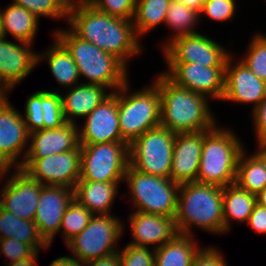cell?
I'll use <instances>...</instances> for the list:
<instances>
[{"mask_svg": "<svg viewBox=\"0 0 266 266\" xmlns=\"http://www.w3.org/2000/svg\"><path fill=\"white\" fill-rule=\"evenodd\" d=\"M67 21L75 35L115 56L126 67L127 60L143 50L132 20L101 12L86 0H79L68 11Z\"/></svg>", "mask_w": 266, "mask_h": 266, "instance_id": "1", "label": "cell"}, {"mask_svg": "<svg viewBox=\"0 0 266 266\" xmlns=\"http://www.w3.org/2000/svg\"><path fill=\"white\" fill-rule=\"evenodd\" d=\"M154 82L161 95V127L179 134L218 126L208 105V97L176 85L163 72Z\"/></svg>", "mask_w": 266, "mask_h": 266, "instance_id": "2", "label": "cell"}, {"mask_svg": "<svg viewBox=\"0 0 266 266\" xmlns=\"http://www.w3.org/2000/svg\"><path fill=\"white\" fill-rule=\"evenodd\" d=\"M175 224L178 234L191 235L193 226L224 234L223 187L189 182L178 190Z\"/></svg>", "mask_w": 266, "mask_h": 266, "instance_id": "3", "label": "cell"}, {"mask_svg": "<svg viewBox=\"0 0 266 266\" xmlns=\"http://www.w3.org/2000/svg\"><path fill=\"white\" fill-rule=\"evenodd\" d=\"M54 38L71 54L80 78L86 77L87 84L110 88L113 93L129 80L127 67L118 58L81 39L70 29L56 30Z\"/></svg>", "mask_w": 266, "mask_h": 266, "instance_id": "4", "label": "cell"}, {"mask_svg": "<svg viewBox=\"0 0 266 266\" xmlns=\"http://www.w3.org/2000/svg\"><path fill=\"white\" fill-rule=\"evenodd\" d=\"M242 141L227 128L214 127L204 135L197 182L221 187L236 182Z\"/></svg>", "mask_w": 266, "mask_h": 266, "instance_id": "5", "label": "cell"}, {"mask_svg": "<svg viewBox=\"0 0 266 266\" xmlns=\"http://www.w3.org/2000/svg\"><path fill=\"white\" fill-rule=\"evenodd\" d=\"M129 80L118 89V118L122 139L132 144L146 131L160 126L161 95L155 82L129 93ZM128 92V93H127Z\"/></svg>", "mask_w": 266, "mask_h": 266, "instance_id": "6", "label": "cell"}, {"mask_svg": "<svg viewBox=\"0 0 266 266\" xmlns=\"http://www.w3.org/2000/svg\"><path fill=\"white\" fill-rule=\"evenodd\" d=\"M124 180L136 211L175 218L179 184L170 178L139 172L130 164Z\"/></svg>", "mask_w": 266, "mask_h": 266, "instance_id": "7", "label": "cell"}, {"mask_svg": "<svg viewBox=\"0 0 266 266\" xmlns=\"http://www.w3.org/2000/svg\"><path fill=\"white\" fill-rule=\"evenodd\" d=\"M120 220L111 214L93 215L87 227L66 243L71 258L86 263L118 253L116 244L124 231Z\"/></svg>", "mask_w": 266, "mask_h": 266, "instance_id": "8", "label": "cell"}, {"mask_svg": "<svg viewBox=\"0 0 266 266\" xmlns=\"http://www.w3.org/2000/svg\"><path fill=\"white\" fill-rule=\"evenodd\" d=\"M175 136L161 126L146 131L129 145V164L144 174L169 178Z\"/></svg>", "mask_w": 266, "mask_h": 266, "instance_id": "9", "label": "cell"}, {"mask_svg": "<svg viewBox=\"0 0 266 266\" xmlns=\"http://www.w3.org/2000/svg\"><path fill=\"white\" fill-rule=\"evenodd\" d=\"M79 180L121 182L129 165V145L125 141L80 144Z\"/></svg>", "mask_w": 266, "mask_h": 266, "instance_id": "10", "label": "cell"}, {"mask_svg": "<svg viewBox=\"0 0 266 266\" xmlns=\"http://www.w3.org/2000/svg\"><path fill=\"white\" fill-rule=\"evenodd\" d=\"M20 162V169L42 185L74 189L80 179V147L45 158H25Z\"/></svg>", "mask_w": 266, "mask_h": 266, "instance_id": "11", "label": "cell"}, {"mask_svg": "<svg viewBox=\"0 0 266 266\" xmlns=\"http://www.w3.org/2000/svg\"><path fill=\"white\" fill-rule=\"evenodd\" d=\"M162 50L166 63H199L205 67H225L231 54L200 32L177 37Z\"/></svg>", "mask_w": 266, "mask_h": 266, "instance_id": "12", "label": "cell"}, {"mask_svg": "<svg viewBox=\"0 0 266 266\" xmlns=\"http://www.w3.org/2000/svg\"><path fill=\"white\" fill-rule=\"evenodd\" d=\"M163 72L176 85L216 100L224 93L225 67H205L199 63H167Z\"/></svg>", "mask_w": 266, "mask_h": 266, "instance_id": "13", "label": "cell"}, {"mask_svg": "<svg viewBox=\"0 0 266 266\" xmlns=\"http://www.w3.org/2000/svg\"><path fill=\"white\" fill-rule=\"evenodd\" d=\"M10 177L1 188L0 207L21 219L33 221L43 185L20 168Z\"/></svg>", "mask_w": 266, "mask_h": 266, "instance_id": "14", "label": "cell"}, {"mask_svg": "<svg viewBox=\"0 0 266 266\" xmlns=\"http://www.w3.org/2000/svg\"><path fill=\"white\" fill-rule=\"evenodd\" d=\"M81 130L79 144L124 141L118 118V90L99 104L87 117Z\"/></svg>", "mask_w": 266, "mask_h": 266, "instance_id": "15", "label": "cell"}, {"mask_svg": "<svg viewBox=\"0 0 266 266\" xmlns=\"http://www.w3.org/2000/svg\"><path fill=\"white\" fill-rule=\"evenodd\" d=\"M229 55L225 66L222 101L254 104L255 109L266 97V82L258 78L241 60L233 64L235 56ZM233 57V58H232Z\"/></svg>", "mask_w": 266, "mask_h": 266, "instance_id": "16", "label": "cell"}, {"mask_svg": "<svg viewBox=\"0 0 266 266\" xmlns=\"http://www.w3.org/2000/svg\"><path fill=\"white\" fill-rule=\"evenodd\" d=\"M8 101V97L0 99V154L13 167L20 168L21 162L18 160L22 155L23 161L26 157L27 152L23 150L25 151V147L29 145L30 133L23 115Z\"/></svg>", "mask_w": 266, "mask_h": 266, "instance_id": "17", "label": "cell"}, {"mask_svg": "<svg viewBox=\"0 0 266 266\" xmlns=\"http://www.w3.org/2000/svg\"><path fill=\"white\" fill-rule=\"evenodd\" d=\"M73 198V188L42 186L33 221L38 226L40 235L49 245L59 233L62 217Z\"/></svg>", "mask_w": 266, "mask_h": 266, "instance_id": "18", "label": "cell"}, {"mask_svg": "<svg viewBox=\"0 0 266 266\" xmlns=\"http://www.w3.org/2000/svg\"><path fill=\"white\" fill-rule=\"evenodd\" d=\"M0 38V82L10 92L38 65V54L30 43Z\"/></svg>", "mask_w": 266, "mask_h": 266, "instance_id": "19", "label": "cell"}, {"mask_svg": "<svg viewBox=\"0 0 266 266\" xmlns=\"http://www.w3.org/2000/svg\"><path fill=\"white\" fill-rule=\"evenodd\" d=\"M208 131L176 134L169 177L173 182H197L204 135Z\"/></svg>", "mask_w": 266, "mask_h": 266, "instance_id": "20", "label": "cell"}, {"mask_svg": "<svg viewBox=\"0 0 266 266\" xmlns=\"http://www.w3.org/2000/svg\"><path fill=\"white\" fill-rule=\"evenodd\" d=\"M23 116L29 133L43 129L59 128L66 123L61 94L56 91L39 90L28 96Z\"/></svg>", "mask_w": 266, "mask_h": 266, "instance_id": "21", "label": "cell"}, {"mask_svg": "<svg viewBox=\"0 0 266 266\" xmlns=\"http://www.w3.org/2000/svg\"><path fill=\"white\" fill-rule=\"evenodd\" d=\"M129 222L133 237L129 244L136 246L152 245L153 249H157L178 234L174 217L134 211Z\"/></svg>", "mask_w": 266, "mask_h": 266, "instance_id": "22", "label": "cell"}, {"mask_svg": "<svg viewBox=\"0 0 266 266\" xmlns=\"http://www.w3.org/2000/svg\"><path fill=\"white\" fill-rule=\"evenodd\" d=\"M79 127L66 122L59 128L43 129L30 133L29 147L25 158H45L47 156L78 149Z\"/></svg>", "mask_w": 266, "mask_h": 266, "instance_id": "23", "label": "cell"}, {"mask_svg": "<svg viewBox=\"0 0 266 266\" xmlns=\"http://www.w3.org/2000/svg\"><path fill=\"white\" fill-rule=\"evenodd\" d=\"M104 86L80 83L69 88L65 95L61 94L63 115L68 123H75V118L87 117L112 92ZM107 92V93H106Z\"/></svg>", "mask_w": 266, "mask_h": 266, "instance_id": "24", "label": "cell"}, {"mask_svg": "<svg viewBox=\"0 0 266 266\" xmlns=\"http://www.w3.org/2000/svg\"><path fill=\"white\" fill-rule=\"evenodd\" d=\"M120 182L79 180L74 188V198L93 215L111 214Z\"/></svg>", "mask_w": 266, "mask_h": 266, "instance_id": "25", "label": "cell"}, {"mask_svg": "<svg viewBox=\"0 0 266 266\" xmlns=\"http://www.w3.org/2000/svg\"><path fill=\"white\" fill-rule=\"evenodd\" d=\"M256 203V195L236 183L223 187L224 233L231 229L230 221L247 224Z\"/></svg>", "mask_w": 266, "mask_h": 266, "instance_id": "26", "label": "cell"}, {"mask_svg": "<svg viewBox=\"0 0 266 266\" xmlns=\"http://www.w3.org/2000/svg\"><path fill=\"white\" fill-rule=\"evenodd\" d=\"M4 37L12 35L17 41L32 44L39 26V18L13 2L1 10Z\"/></svg>", "mask_w": 266, "mask_h": 266, "instance_id": "27", "label": "cell"}, {"mask_svg": "<svg viewBox=\"0 0 266 266\" xmlns=\"http://www.w3.org/2000/svg\"><path fill=\"white\" fill-rule=\"evenodd\" d=\"M192 235L177 234L172 240L155 249L154 266H191L198 248Z\"/></svg>", "mask_w": 266, "mask_h": 266, "instance_id": "28", "label": "cell"}, {"mask_svg": "<svg viewBox=\"0 0 266 266\" xmlns=\"http://www.w3.org/2000/svg\"><path fill=\"white\" fill-rule=\"evenodd\" d=\"M5 238L30 244L36 251L50 246L34 221L21 219L0 207V239Z\"/></svg>", "mask_w": 266, "mask_h": 266, "instance_id": "29", "label": "cell"}, {"mask_svg": "<svg viewBox=\"0 0 266 266\" xmlns=\"http://www.w3.org/2000/svg\"><path fill=\"white\" fill-rule=\"evenodd\" d=\"M45 53L38 54V64L46 59L52 75L64 88L79 84L78 68L67 49L56 39Z\"/></svg>", "mask_w": 266, "mask_h": 266, "instance_id": "30", "label": "cell"}, {"mask_svg": "<svg viewBox=\"0 0 266 266\" xmlns=\"http://www.w3.org/2000/svg\"><path fill=\"white\" fill-rule=\"evenodd\" d=\"M246 152L244 149L239 156L235 183L257 195L266 187V168L255 154L246 156Z\"/></svg>", "mask_w": 266, "mask_h": 266, "instance_id": "31", "label": "cell"}, {"mask_svg": "<svg viewBox=\"0 0 266 266\" xmlns=\"http://www.w3.org/2000/svg\"><path fill=\"white\" fill-rule=\"evenodd\" d=\"M172 0H137L133 18L137 37L151 32L156 26L165 24V18Z\"/></svg>", "mask_w": 266, "mask_h": 266, "instance_id": "32", "label": "cell"}, {"mask_svg": "<svg viewBox=\"0 0 266 266\" xmlns=\"http://www.w3.org/2000/svg\"><path fill=\"white\" fill-rule=\"evenodd\" d=\"M201 17L200 12L196 9L190 8L183 3L172 0L168 8L165 25L169 29L174 30L173 36L167 39L163 48L177 37L196 34L195 25Z\"/></svg>", "mask_w": 266, "mask_h": 266, "instance_id": "33", "label": "cell"}, {"mask_svg": "<svg viewBox=\"0 0 266 266\" xmlns=\"http://www.w3.org/2000/svg\"><path fill=\"white\" fill-rule=\"evenodd\" d=\"M93 214L87 207L80 204L75 198L68 204L66 211L62 217L59 231L67 243L73 237L81 233L89 224ZM63 230V231H62Z\"/></svg>", "mask_w": 266, "mask_h": 266, "instance_id": "34", "label": "cell"}, {"mask_svg": "<svg viewBox=\"0 0 266 266\" xmlns=\"http://www.w3.org/2000/svg\"><path fill=\"white\" fill-rule=\"evenodd\" d=\"M241 61L262 81L266 82V34L257 33L249 43Z\"/></svg>", "mask_w": 266, "mask_h": 266, "instance_id": "35", "label": "cell"}, {"mask_svg": "<svg viewBox=\"0 0 266 266\" xmlns=\"http://www.w3.org/2000/svg\"><path fill=\"white\" fill-rule=\"evenodd\" d=\"M127 244L122 251H118L120 266H154L155 249Z\"/></svg>", "mask_w": 266, "mask_h": 266, "instance_id": "36", "label": "cell"}, {"mask_svg": "<svg viewBox=\"0 0 266 266\" xmlns=\"http://www.w3.org/2000/svg\"><path fill=\"white\" fill-rule=\"evenodd\" d=\"M94 8L113 17L133 20L137 0H86Z\"/></svg>", "mask_w": 266, "mask_h": 266, "instance_id": "37", "label": "cell"}, {"mask_svg": "<svg viewBox=\"0 0 266 266\" xmlns=\"http://www.w3.org/2000/svg\"><path fill=\"white\" fill-rule=\"evenodd\" d=\"M236 0H205L200 15L214 21L226 22L235 16Z\"/></svg>", "mask_w": 266, "mask_h": 266, "instance_id": "38", "label": "cell"}, {"mask_svg": "<svg viewBox=\"0 0 266 266\" xmlns=\"http://www.w3.org/2000/svg\"><path fill=\"white\" fill-rule=\"evenodd\" d=\"M1 252L9 259V263H12L30 257L36 250L30 244L14 238H5L0 239V254Z\"/></svg>", "mask_w": 266, "mask_h": 266, "instance_id": "39", "label": "cell"}, {"mask_svg": "<svg viewBox=\"0 0 266 266\" xmlns=\"http://www.w3.org/2000/svg\"><path fill=\"white\" fill-rule=\"evenodd\" d=\"M30 13L37 18L42 16L67 20L68 16V11L57 0H31Z\"/></svg>", "mask_w": 266, "mask_h": 266, "instance_id": "40", "label": "cell"}, {"mask_svg": "<svg viewBox=\"0 0 266 266\" xmlns=\"http://www.w3.org/2000/svg\"><path fill=\"white\" fill-rule=\"evenodd\" d=\"M217 247L209 246L202 248L195 256L191 266H227L222 253Z\"/></svg>", "mask_w": 266, "mask_h": 266, "instance_id": "41", "label": "cell"}, {"mask_svg": "<svg viewBox=\"0 0 266 266\" xmlns=\"http://www.w3.org/2000/svg\"><path fill=\"white\" fill-rule=\"evenodd\" d=\"M251 113L258 142H266V97Z\"/></svg>", "mask_w": 266, "mask_h": 266, "instance_id": "42", "label": "cell"}, {"mask_svg": "<svg viewBox=\"0 0 266 266\" xmlns=\"http://www.w3.org/2000/svg\"><path fill=\"white\" fill-rule=\"evenodd\" d=\"M247 225L258 234H266V208L255 204Z\"/></svg>", "mask_w": 266, "mask_h": 266, "instance_id": "43", "label": "cell"}, {"mask_svg": "<svg viewBox=\"0 0 266 266\" xmlns=\"http://www.w3.org/2000/svg\"><path fill=\"white\" fill-rule=\"evenodd\" d=\"M86 266H120L118 253L84 263Z\"/></svg>", "mask_w": 266, "mask_h": 266, "instance_id": "44", "label": "cell"}, {"mask_svg": "<svg viewBox=\"0 0 266 266\" xmlns=\"http://www.w3.org/2000/svg\"><path fill=\"white\" fill-rule=\"evenodd\" d=\"M49 266H85L83 262L72 259L69 256L59 257L51 262Z\"/></svg>", "mask_w": 266, "mask_h": 266, "instance_id": "45", "label": "cell"}, {"mask_svg": "<svg viewBox=\"0 0 266 266\" xmlns=\"http://www.w3.org/2000/svg\"><path fill=\"white\" fill-rule=\"evenodd\" d=\"M40 250L36 251L33 255L23 260H19L16 262L8 263V266H36L37 257Z\"/></svg>", "mask_w": 266, "mask_h": 266, "instance_id": "46", "label": "cell"}, {"mask_svg": "<svg viewBox=\"0 0 266 266\" xmlns=\"http://www.w3.org/2000/svg\"><path fill=\"white\" fill-rule=\"evenodd\" d=\"M13 165L0 154V179H3L8 172L11 173L10 169H14Z\"/></svg>", "mask_w": 266, "mask_h": 266, "instance_id": "47", "label": "cell"}, {"mask_svg": "<svg viewBox=\"0 0 266 266\" xmlns=\"http://www.w3.org/2000/svg\"><path fill=\"white\" fill-rule=\"evenodd\" d=\"M257 148L255 151V155L260 159V161L263 163L264 167L266 168V142H258Z\"/></svg>", "mask_w": 266, "mask_h": 266, "instance_id": "48", "label": "cell"}, {"mask_svg": "<svg viewBox=\"0 0 266 266\" xmlns=\"http://www.w3.org/2000/svg\"><path fill=\"white\" fill-rule=\"evenodd\" d=\"M201 12L205 0H175Z\"/></svg>", "mask_w": 266, "mask_h": 266, "instance_id": "49", "label": "cell"}, {"mask_svg": "<svg viewBox=\"0 0 266 266\" xmlns=\"http://www.w3.org/2000/svg\"><path fill=\"white\" fill-rule=\"evenodd\" d=\"M256 202L266 208V187L256 195Z\"/></svg>", "mask_w": 266, "mask_h": 266, "instance_id": "50", "label": "cell"}, {"mask_svg": "<svg viewBox=\"0 0 266 266\" xmlns=\"http://www.w3.org/2000/svg\"><path fill=\"white\" fill-rule=\"evenodd\" d=\"M67 11H69L79 0H57Z\"/></svg>", "mask_w": 266, "mask_h": 266, "instance_id": "51", "label": "cell"}, {"mask_svg": "<svg viewBox=\"0 0 266 266\" xmlns=\"http://www.w3.org/2000/svg\"><path fill=\"white\" fill-rule=\"evenodd\" d=\"M13 3L22 6L30 12L31 0H13Z\"/></svg>", "mask_w": 266, "mask_h": 266, "instance_id": "52", "label": "cell"}, {"mask_svg": "<svg viewBox=\"0 0 266 266\" xmlns=\"http://www.w3.org/2000/svg\"><path fill=\"white\" fill-rule=\"evenodd\" d=\"M8 93H9V91L0 82V99L7 97Z\"/></svg>", "mask_w": 266, "mask_h": 266, "instance_id": "53", "label": "cell"}, {"mask_svg": "<svg viewBox=\"0 0 266 266\" xmlns=\"http://www.w3.org/2000/svg\"><path fill=\"white\" fill-rule=\"evenodd\" d=\"M4 37L3 29H2V17L0 12V38Z\"/></svg>", "mask_w": 266, "mask_h": 266, "instance_id": "54", "label": "cell"}]
</instances>
